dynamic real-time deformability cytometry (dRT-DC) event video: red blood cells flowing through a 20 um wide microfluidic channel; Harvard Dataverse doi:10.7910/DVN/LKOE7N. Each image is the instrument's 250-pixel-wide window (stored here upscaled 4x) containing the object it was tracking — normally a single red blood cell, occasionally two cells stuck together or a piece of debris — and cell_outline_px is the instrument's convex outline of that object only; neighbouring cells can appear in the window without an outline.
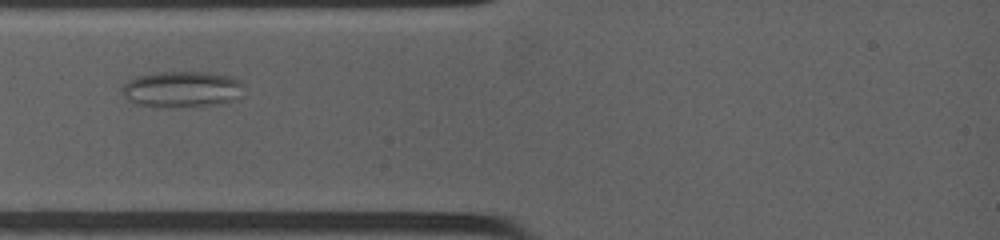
{"species": "common noctule bat (a hibernating species)", "species_latin": "Nyctalus noctula", "temperature_condition": "warm", "stored_images_in_passage": 11, "camera_frame_rate_fps": 4500, "um_per_image_px": 0.085, "animal": {"sex": "female", "body_mass_g": 19.0, "forearm_length_mm": 53.3}, "frame": {"image": 1, "passage_image": 8, "time_ms": 2.667, "image_size_px": [1000, 240], "cell_outline_px": [[244, 96], [220, 104], [160, 108], [136, 104], [128, 100], [120, 92], [120, 88], [128, 80], [136, 76], [156, 72], [216, 72], [232, 76], [240, 80], [244, 84]], "centroid_in_image_um": [15.49, 7.58], "position_along_channel_um": 69.5, "area_um2": 26.41}}